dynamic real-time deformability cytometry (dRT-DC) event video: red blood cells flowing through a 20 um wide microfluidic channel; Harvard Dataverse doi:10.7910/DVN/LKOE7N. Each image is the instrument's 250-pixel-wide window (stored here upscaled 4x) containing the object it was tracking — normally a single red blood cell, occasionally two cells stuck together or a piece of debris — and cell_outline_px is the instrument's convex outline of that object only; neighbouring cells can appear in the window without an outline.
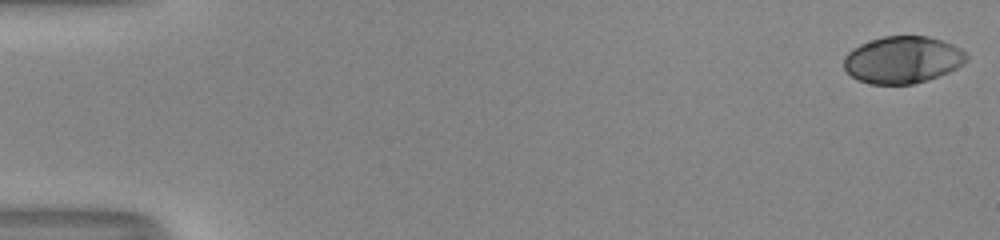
{"species": "human", "species_latin": "Homo sapiens", "temperature_condition": "room temperature", "stored_images_in_passage": 53, "camera_frame_rate_fps": 3000, "um_per_image_px": 0.085, "donor": {"sex": "male"}, "frame": {"image": 1, "passage_image": 1, "time_ms": 0.0, "image_size_px": [1000, 240], "cell_outline_px": [[968, 60], [964, 64], [940, 76], [928, 80], [912, 84], [868, 84], [852, 76], [844, 68], [844, 56], [852, 48], [860, 44], [884, 36], [928, 36], [952, 44], [960, 48], [968, 56]], "centroid_in_image_um": [76.73, 5.08], "position_along_channel_um": 8.3, "area_um2": 33.64}}
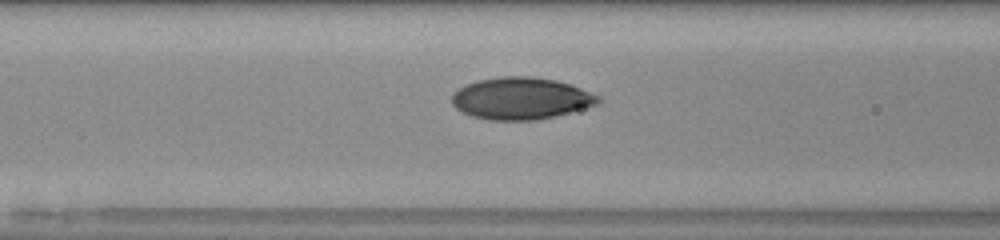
{"frame": {"image": 2, "passage_image": 23, "time_ms": 7.333, "image_size_px": [1000, 240], "cell_outline_px": [[600, 104], [536, 120], [488, 120], [472, 116], [460, 112], [452, 104], [452, 92], [464, 84], [476, 80], [500, 76], [532, 76], [556, 80], [580, 88], [600, 96]], "centroid_in_image_um": [44.22, 8.35], "position_along_channel_um": 122.4, "area_um2": 35.95}}
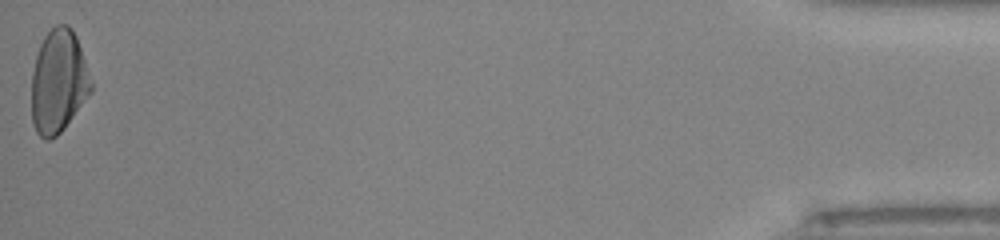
{"frame": {"image": 3, "passage_image": 53, "time_ms": 17.333, "image_size_px": [1000, 240], "cell_outline_px": [[92, 92], [64, 128], [56, 136], [48, 140], [44, 140], [36, 132], [32, 124], [32, 72], [36, 56], [40, 44], [44, 36], [56, 24], [68, 24], [72, 28], [76, 36], [92, 80]], "centroid_in_image_um": [4.97, 6.93], "position_along_channel_um": 430.2, "area_um2": 35.95}, "authors_computed_cell_mechanics": {"area_um2": 34.7956, "velocity_mm_per_s": 4.0507, "shape_relaxation_time_tau1_ms": 5.4192, "shape_relaxation_time_tau2_ms": null, "deformation_change_tau1": 0.2176, "deformation_change_tau2": null}}